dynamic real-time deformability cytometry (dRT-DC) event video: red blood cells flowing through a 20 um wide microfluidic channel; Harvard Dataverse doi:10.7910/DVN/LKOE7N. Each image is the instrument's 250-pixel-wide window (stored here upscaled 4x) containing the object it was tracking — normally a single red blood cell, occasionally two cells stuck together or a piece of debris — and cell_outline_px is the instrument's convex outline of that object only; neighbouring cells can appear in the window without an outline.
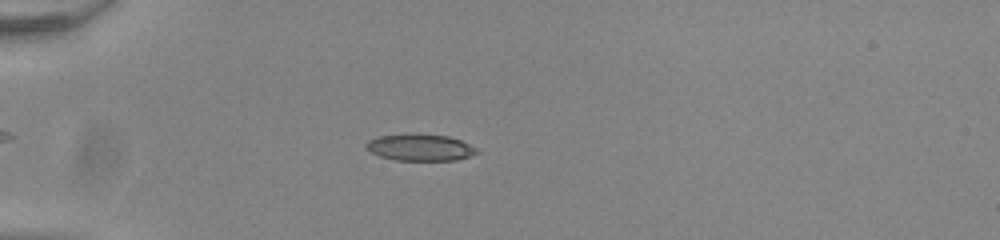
{"species": "common noctule bat (a hibernating species)", "species_latin": "Nyctalus noctula", "temperature_condition": "room temperature", "stored_images_in_passage": 37, "camera_frame_rate_fps": 3000, "um_per_image_px": 0.085, "animal": {"sex": "male", "body_mass_g": 20.0, "forearm_length_mm": 53.3}, "frame": {"image": 1, "passage_image": 11, "time_ms": 3.333, "image_size_px": [1000, 240], "cell_outline_px": [[480, 152], [456, 160], [396, 160], [380, 156], [364, 148], [364, 144], [368, 140], [380, 136], [448, 136], [460, 140], [480, 148]], "centroid_in_image_um": [35.75, 12.57], "position_along_channel_um": 49.3, "area_um2": 16.59}}
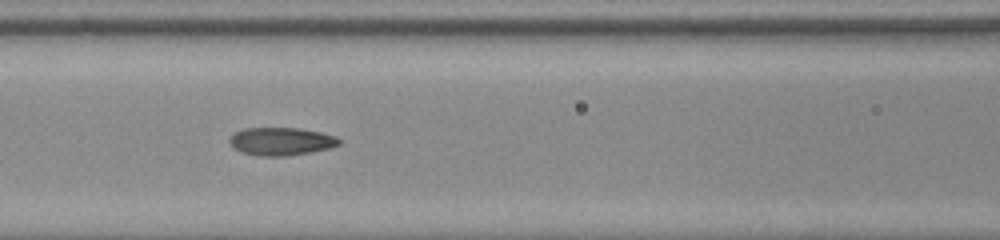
{"frame": {"image": 2, "passage_image": 20, "time_ms": 6.333, "image_size_px": [1000, 240], "cell_outline_px": [[340, 144], [328, 148], [308, 152], [284, 156], [264, 156], [244, 152], [236, 148], [228, 140], [236, 132], [244, 128], [300, 128], [320, 132], [336, 136], [340, 140]], "centroid_in_image_um": [23.93, 12.0], "position_along_channel_um": 142.7, "area_um2": 17.4}}
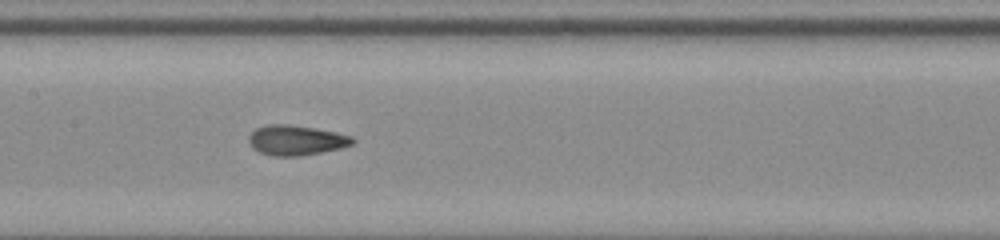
{"frame": {"image": 3, "passage_image": 23, "time_ms": 7.333, "image_size_px": [1000, 240], "cell_outline_px": [[356, 140], [352, 144], [340, 148], [300, 156], [276, 156], [260, 152], [252, 148], [248, 140], [248, 136], [256, 128], [268, 124], [288, 124], [336, 132], [352, 136]], "centroid_in_image_um": [25.15, 11.91], "position_along_channel_um": 182.2, "area_um2": 18.03}}